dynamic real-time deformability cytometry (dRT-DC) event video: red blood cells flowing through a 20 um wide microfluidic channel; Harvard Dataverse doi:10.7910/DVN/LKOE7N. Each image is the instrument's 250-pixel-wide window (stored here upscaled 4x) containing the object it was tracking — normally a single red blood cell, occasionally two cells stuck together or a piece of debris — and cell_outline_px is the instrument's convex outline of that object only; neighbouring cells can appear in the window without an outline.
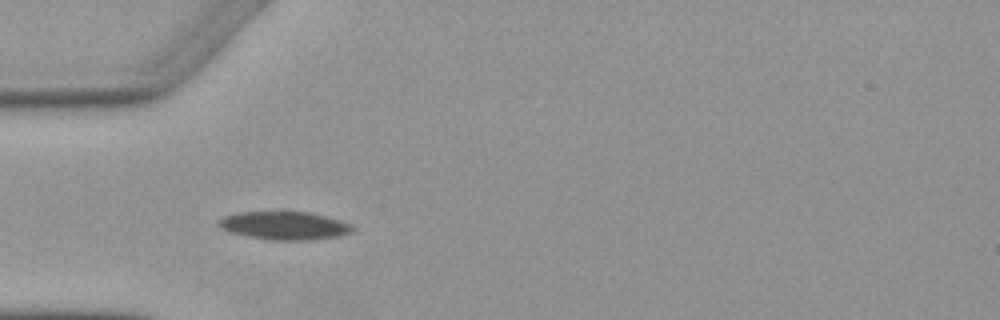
{"species": "Egyptian fruit bat (a non-hibernating species)", "species_latin": "Rousettus aegyptiacus", "temperature_condition": "warm", "stored_images_in_passage": 6, "camera_frame_rate_fps": 3000, "um_per_image_px": 0.085, "animal": {"sex": "female"}, "frame": {"image": 1, "passage_image": 5, "time_ms": 5.0, "image_size_px": [1000, 320], "cell_outline_px": [[352, 232], [340, 236], [308, 240], [276, 240], [248, 236], [232, 232], [220, 228], [220, 220], [224, 216], [240, 212], [284, 208], [308, 212], [340, 220], [352, 224]], "centroid_in_image_um": [24.19, 19.12], "position_along_channel_um": 60.8, "area_um2": 22.54}}